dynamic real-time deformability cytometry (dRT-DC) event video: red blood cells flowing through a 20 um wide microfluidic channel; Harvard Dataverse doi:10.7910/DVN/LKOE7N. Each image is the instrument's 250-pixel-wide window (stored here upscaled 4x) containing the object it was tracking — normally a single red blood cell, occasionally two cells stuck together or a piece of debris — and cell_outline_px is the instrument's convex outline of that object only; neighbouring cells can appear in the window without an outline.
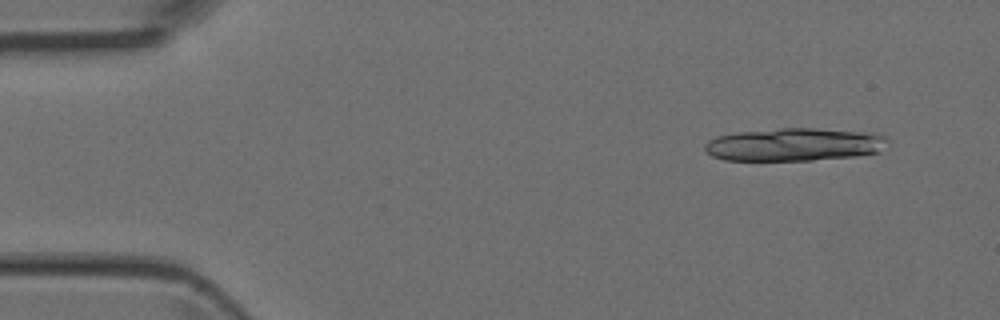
{"species": "Egyptian fruit bat (a non-hibernating species)", "species_latin": "Rousettus aegyptiacus", "temperature_condition": "room temperature", "stored_images_in_passage": 4, "camera_frame_rate_fps": 3000, "um_per_image_px": 0.085, "animal": {"sex": "female"}, "frame": {"image": 1, "passage_image": 1, "time_ms": 0.0, "image_size_px": [1000, 320], "cell_outline_px": [[892, 140], [880, 152], [856, 156], [812, 160], [724, 160], [712, 156], [704, 148], [704, 144], [708, 140], [716, 136], [736, 132], [780, 128], [812, 128], [864, 132], [888, 136]], "centroid_in_image_um": [67.54, 12.28], "position_along_channel_um": 17.5, "area_um2": 35.37}}